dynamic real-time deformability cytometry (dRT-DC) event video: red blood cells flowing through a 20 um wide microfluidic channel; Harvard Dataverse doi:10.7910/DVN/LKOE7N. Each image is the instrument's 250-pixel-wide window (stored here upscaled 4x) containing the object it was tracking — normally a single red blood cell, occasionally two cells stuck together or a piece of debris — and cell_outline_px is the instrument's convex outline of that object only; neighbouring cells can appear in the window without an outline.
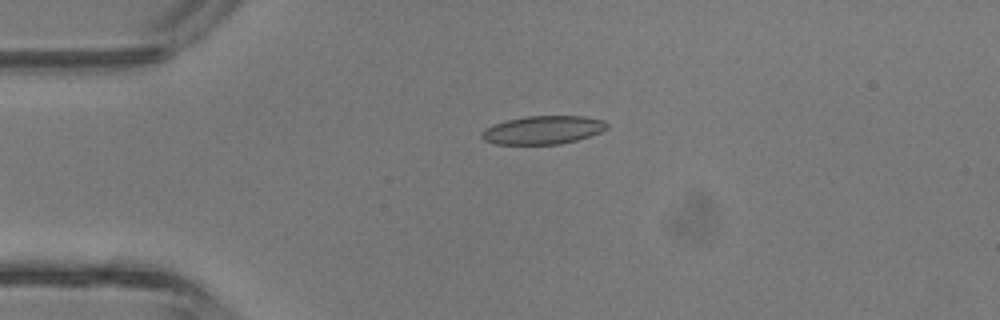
{"species": "common noctule bat (a hibernating species)", "species_latin": "Nyctalus noctula", "temperature_condition": "room temperature", "stored_images_in_passage": 38, "camera_frame_rate_fps": 3000, "um_per_image_px": 0.085, "animal": {"sex": "male", "body_mass_g": 13.3}, "frame": {"image": 1, "passage_image": 5, "time_ms": 1.333, "image_size_px": [1000, 320], "cell_outline_px": [[608, 128], [600, 132], [576, 140], [560, 144], [496, 144], [484, 140], [480, 136], [480, 132], [484, 128], [508, 120], [524, 116], [584, 116], [604, 120], [608, 124]], "centroid_in_image_um": [46.15, 11.04], "position_along_channel_um": 38.9, "area_um2": 20.63}}
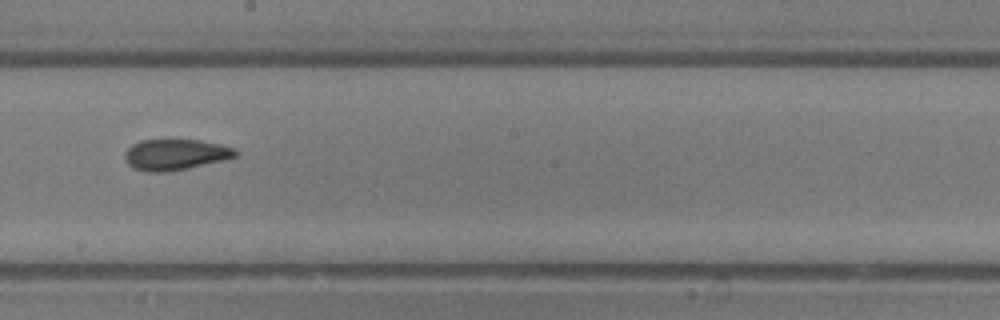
{"frame": {"image": 2, "passage_image": 19, "time_ms": 6.0, "image_size_px": [1000, 320], "cell_outline_px": [[240, 152], [236, 156], [224, 160], [188, 168], [164, 172], [148, 172], [136, 168], [128, 164], [124, 156], [124, 152], [132, 144], [140, 140], [196, 140], [220, 144], [236, 148]], "centroid_in_image_um": [14.93, 13.13], "position_along_channel_um": 233.3, "area_um2": 19.88}}
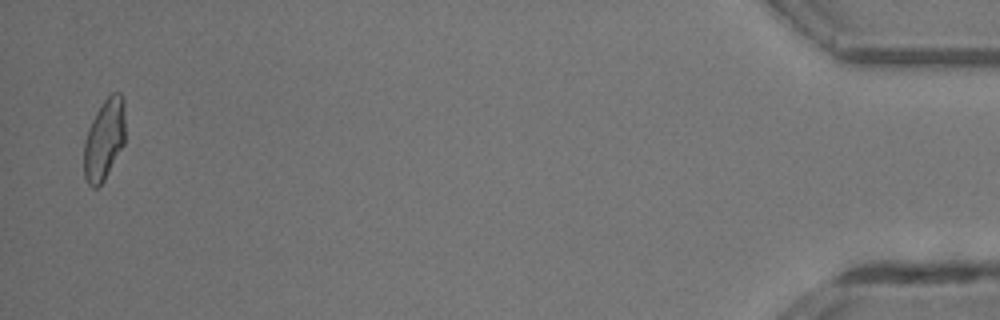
{"frame": {"image": 3, "passage_image": 37, "time_ms": 12.0, "image_size_px": [1000, 320], "cell_outline_px": [[124, 144], [104, 180], [96, 188], [92, 188], [88, 184], [84, 176], [84, 140], [88, 128], [96, 112], [104, 100], [112, 92], [120, 92], [124, 100]], "centroid_in_image_um": [8.85, 11.85], "position_along_channel_um": 426.3, "area_um2": 19.48}, "authors_computed_cell_mechanics": {"area_um2": 19.941, "velocity_mm_per_s": 4.8096, "shape_relaxation_time_tau1_ms": null, "shape_relaxation_time_tau2_ms": 1.4877, "deformation_change_tau1": null, "deformation_change_tau2": 0.0883}}